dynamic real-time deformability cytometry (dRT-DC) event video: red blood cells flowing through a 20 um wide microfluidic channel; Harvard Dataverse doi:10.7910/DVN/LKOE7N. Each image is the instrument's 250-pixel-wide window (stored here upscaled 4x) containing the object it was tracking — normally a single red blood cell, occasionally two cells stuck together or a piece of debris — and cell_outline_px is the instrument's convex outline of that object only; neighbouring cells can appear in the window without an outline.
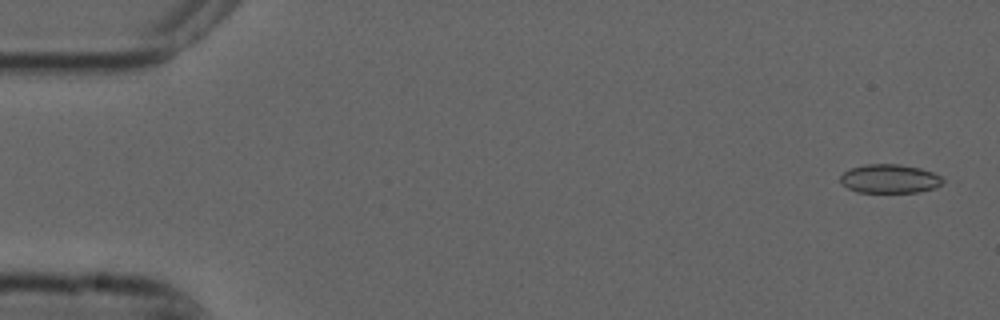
{"species": "common noctule bat (a hibernating species)", "species_latin": "Nyctalus noctula", "temperature_condition": "cold", "stored_images_in_passage": 4, "camera_frame_rate_fps": 3000, "um_per_image_px": 0.085, "animal": {"sex": "male", "forearm_length_mm": 52.5}, "frame": {"image": 1, "passage_image": 1, "time_ms": 0.0, "image_size_px": [1000, 320], "cell_outline_px": [[944, 180], [936, 188], [916, 192], [856, 192], [848, 188], [840, 180], [840, 176], [844, 172], [852, 168], [868, 164], [900, 164], [920, 168], [932, 172], [940, 176]], "centroid_in_image_um": [75.63, 15.19], "position_along_channel_um": 9.4, "area_um2": 17.05}}